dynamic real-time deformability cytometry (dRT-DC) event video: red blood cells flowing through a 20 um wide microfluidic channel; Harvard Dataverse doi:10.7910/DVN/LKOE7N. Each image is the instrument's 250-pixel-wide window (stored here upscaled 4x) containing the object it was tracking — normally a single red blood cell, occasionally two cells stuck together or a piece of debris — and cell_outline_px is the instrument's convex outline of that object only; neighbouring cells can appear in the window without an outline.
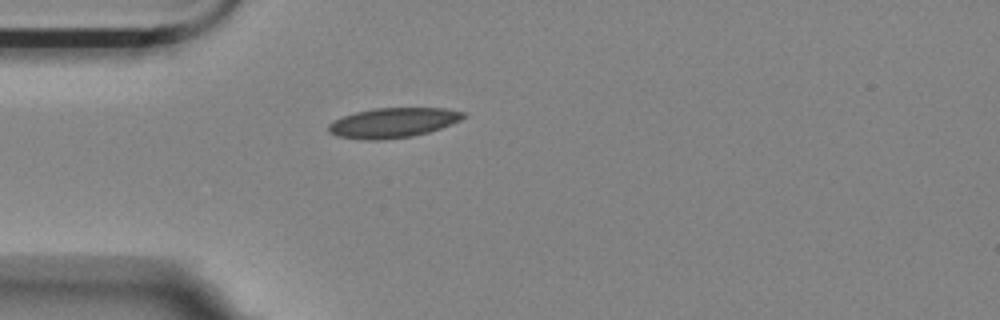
{"species": "Egyptian fruit bat (a non-hibernating species)", "species_latin": "Rousettus aegyptiacus", "temperature_condition": "room temperature", "stored_images_in_passage": 1, "camera_frame_rate_fps": 3000, "um_per_image_px": 0.085, "animal": {"sex": "female"}, "frame": {"image": 1, "passage_image": 1, "time_ms": 0.0, "image_size_px": [1000, 320], "cell_outline_px": [[468, 116], [452, 124], [428, 132], [412, 136], [380, 140], [368, 140], [336, 136], [328, 132], [328, 124], [344, 116], [356, 112], [376, 108], [444, 108], [468, 112]], "centroid_in_image_um": [33.45, 10.43], "position_along_channel_um": 51.5, "area_um2": 23.47}}